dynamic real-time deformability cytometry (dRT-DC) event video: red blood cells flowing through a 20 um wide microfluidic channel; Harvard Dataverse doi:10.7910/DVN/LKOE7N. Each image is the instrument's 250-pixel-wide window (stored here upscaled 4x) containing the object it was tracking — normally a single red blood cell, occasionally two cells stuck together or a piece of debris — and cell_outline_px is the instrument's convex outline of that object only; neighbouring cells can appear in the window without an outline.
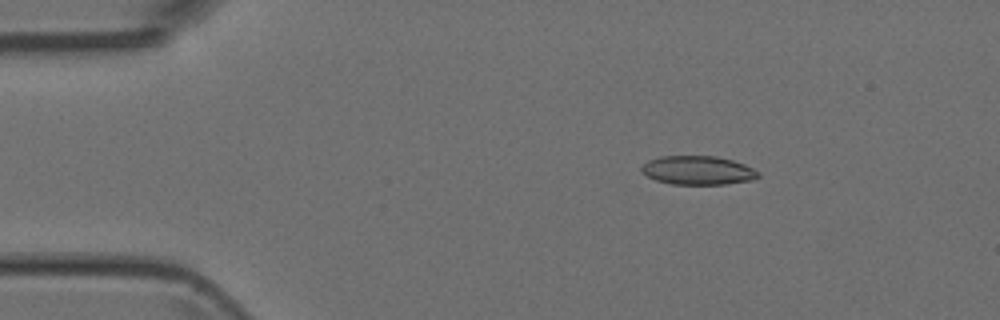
{"species": "Egyptian fruit bat (a non-hibernating species)", "species_latin": "Rousettus aegyptiacus", "temperature_condition": "room temperature", "stored_images_in_passage": 3, "camera_frame_rate_fps": 3000, "um_per_image_px": 0.085, "animal": {"sex": "female"}, "frame": {"image": 1, "passage_image": 1, "time_ms": 0.0, "image_size_px": [1000, 320], "cell_outline_px": [[760, 176], [752, 180], [724, 184], [672, 184], [656, 180], [640, 172], [640, 168], [648, 160], [660, 156], [716, 156], [732, 160], [744, 164], [760, 172]], "centroid_in_image_um": [59.31, 14.47], "position_along_channel_um": 25.7, "area_um2": 19.59}}
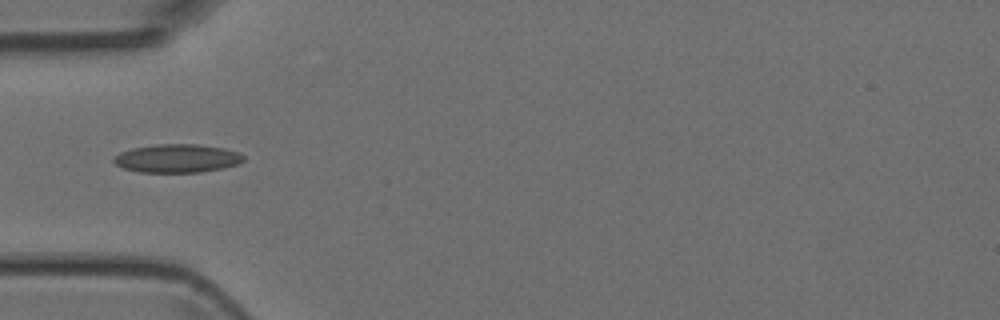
{"frame": {"image": 2, "passage_image": 3, "time_ms": 2.667, "image_size_px": [1000, 320], "cell_outline_px": [[244, 160], [240, 164], [224, 168], [200, 172], [140, 172], [124, 168], [116, 164], [112, 160], [120, 152], [132, 148], [156, 144], [196, 144], [224, 148], [240, 152], [244, 156]], "centroid_in_image_um": [15.1, 13.46], "position_along_channel_um": 69.9, "area_um2": 21.56}}